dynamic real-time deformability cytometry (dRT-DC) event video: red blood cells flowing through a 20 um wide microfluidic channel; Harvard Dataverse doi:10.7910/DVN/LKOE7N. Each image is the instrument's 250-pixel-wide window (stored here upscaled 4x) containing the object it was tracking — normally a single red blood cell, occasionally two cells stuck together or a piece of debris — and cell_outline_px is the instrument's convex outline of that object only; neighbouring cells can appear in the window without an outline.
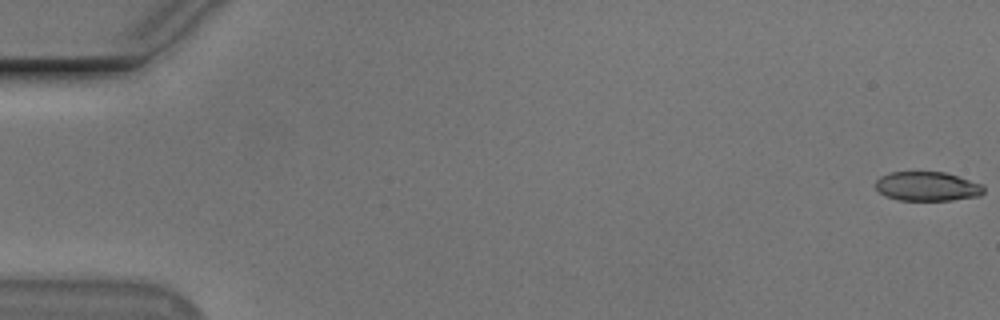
{"species": "Egyptian fruit bat (a non-hibernating species)", "species_latin": "Rousettus aegyptiacus", "temperature_condition": "cold", "stored_images_in_passage": 56, "camera_frame_rate_fps": 3000, "um_per_image_px": 0.085, "animal": {"sex": "male"}, "frame": {"image": 1, "passage_image": 1, "time_ms": 0.0, "image_size_px": [1000, 320], "cell_outline_px": [[984, 192], [980, 196], [952, 200], [896, 200], [884, 196], [876, 188], [876, 180], [880, 176], [888, 172], [944, 172], [984, 184]], "centroid_in_image_um": [78.82, 15.84], "position_along_channel_um": 6.2, "area_um2": 18.61}}
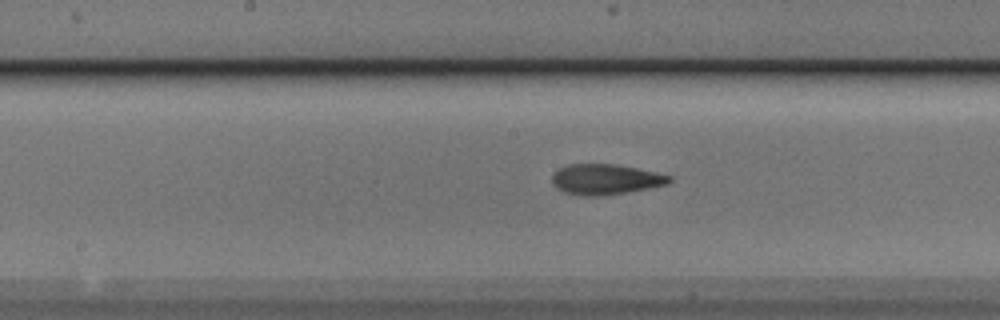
{"frame": {"image": 2, "passage_image": 29, "time_ms": 9.333, "image_size_px": [1000, 320], "cell_outline_px": [[672, 180], [668, 184], [648, 188], [604, 196], [580, 196], [564, 192], [556, 188], [552, 184], [552, 176], [560, 168], [568, 164], [612, 164], [636, 168], [656, 172], [672, 176]], "centroid_in_image_um": [51.46, 15.25], "position_along_channel_um": 196.7, "area_um2": 20.81}}
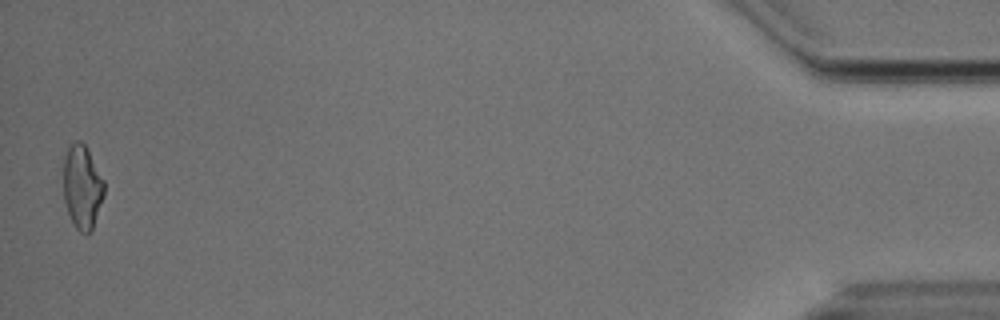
{"frame": {"image": 3, "passage_image": 55, "time_ms": 18.0, "image_size_px": [1000, 320], "cell_outline_px": [[104, 196], [92, 232], [88, 236], [84, 236], [72, 224], [64, 200], [64, 156], [68, 148], [76, 140], [80, 140], [88, 148], [104, 180]], "centroid_in_image_um": [7.01, 15.94], "position_along_channel_um": 428.2, "area_um2": 20.29}, "authors_computed_cell_mechanics": {"area_um2": 20.2878, "velocity_mm_per_s": 3.7412, "shape_relaxation_time_tau1_ms": 3.5952, "shape_relaxation_time_tau2_ms": 2.7845, "deformation_change_tau1": 0.1547, "deformation_change_tau2": 0.1208}}